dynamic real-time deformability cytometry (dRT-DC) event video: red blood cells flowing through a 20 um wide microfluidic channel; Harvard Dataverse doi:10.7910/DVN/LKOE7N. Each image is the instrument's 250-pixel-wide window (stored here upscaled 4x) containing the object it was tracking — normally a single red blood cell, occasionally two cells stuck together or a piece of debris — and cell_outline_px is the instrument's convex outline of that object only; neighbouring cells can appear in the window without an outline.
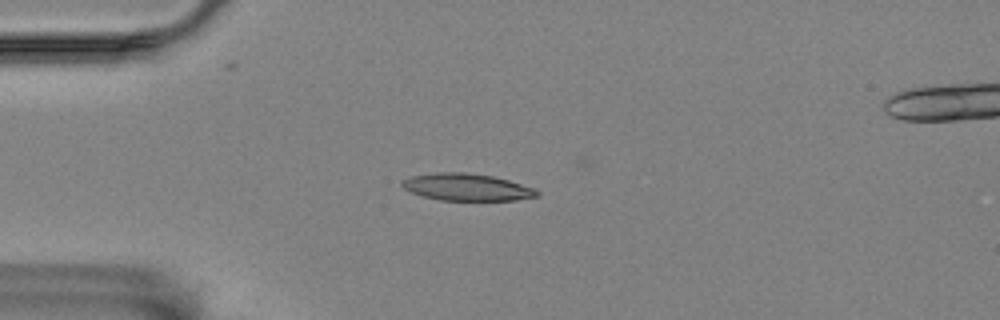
{"species": "Egyptian fruit bat (a non-hibernating species)", "species_latin": "Rousettus aegyptiacus", "temperature_condition": "room temperature", "stored_images_in_passage": 2, "camera_frame_rate_fps": 3000, "um_per_image_px": 0.085, "animal": {"sex": "female"}, "frame": {"image": 1, "passage_image": 1, "time_ms": 0.0, "image_size_px": [1000, 320], "cell_outline_px": [[540, 192], [536, 196], [516, 200], [440, 200], [424, 196], [412, 192], [404, 188], [400, 184], [400, 180], [412, 176], [436, 172], [464, 172], [492, 176], [508, 180], [532, 188]], "centroid_in_image_um": [39.63, 15.9], "position_along_channel_um": 45.4, "area_um2": 21.04}}